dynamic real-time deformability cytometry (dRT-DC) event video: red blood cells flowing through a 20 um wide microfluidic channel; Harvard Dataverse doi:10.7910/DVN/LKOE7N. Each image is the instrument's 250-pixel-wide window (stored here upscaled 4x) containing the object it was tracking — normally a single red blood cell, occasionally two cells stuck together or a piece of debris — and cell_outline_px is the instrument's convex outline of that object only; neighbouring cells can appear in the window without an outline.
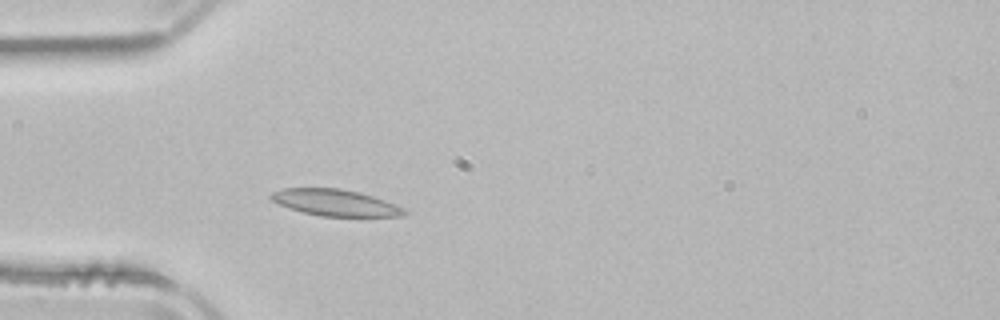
{"species": "common noctule bat (a hibernating species)", "species_latin": "Nyctalus noctula", "temperature_condition": "room temperature", "stored_images_in_passage": 43, "camera_frame_rate_fps": 3000, "um_per_image_px": 0.085, "animal": {"sex": "male", "body_mass_g": 21.5, "forearm_length_mm": 52.0}, "frame": {"image": 1, "passage_image": 6, "time_ms": 1.667, "image_size_px": [1000, 320], "cell_outline_px": [[412, 212], [404, 216], [320, 216], [288, 208], [272, 200], [268, 196], [272, 192], [284, 188], [340, 188], [360, 192], [384, 200], [404, 208]], "centroid_in_image_um": [28.53, 17.22], "position_along_channel_um": 56.5, "area_um2": 20.58}}
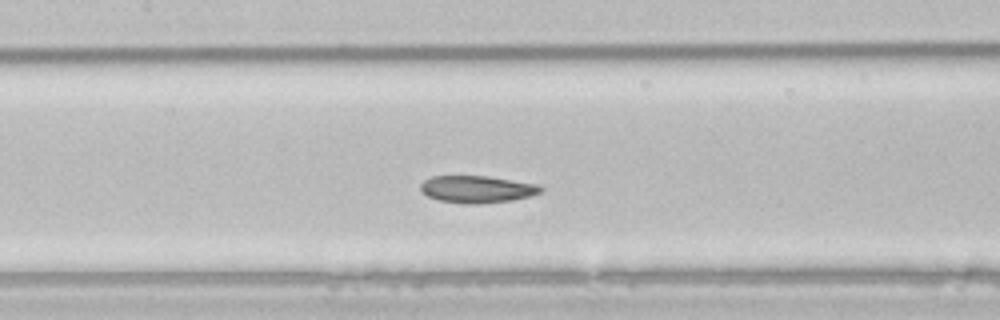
{"frame": {"image": 2, "passage_image": 15, "time_ms": 4.667, "image_size_px": [1000, 320], "cell_outline_px": [[544, 188], [540, 192], [532, 196], [512, 200], [476, 204], [468, 204], [440, 200], [428, 196], [420, 192], [420, 184], [424, 180], [432, 176], [488, 176], [540, 184]], "centroid_in_image_um": [40.57, 16.07], "position_along_channel_um": 166.8, "area_um2": 19.13}}
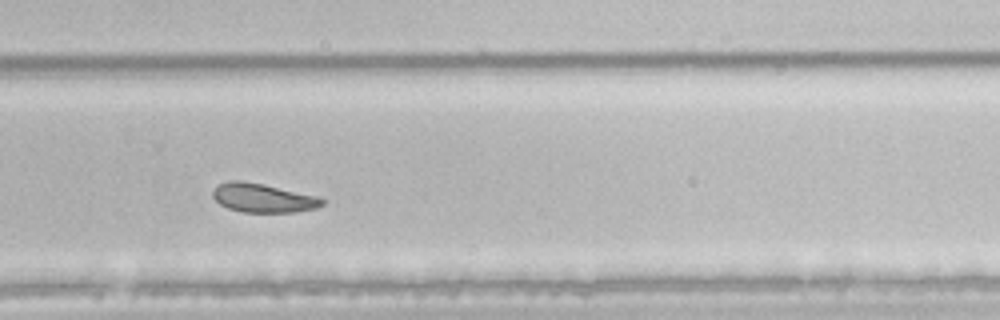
{"frame": {"image": 3, "passage_image": 26, "time_ms": 8.333, "image_size_px": [1000, 320], "cell_outline_px": [[324, 204], [316, 208], [296, 212], [244, 212], [228, 208], [220, 204], [212, 196], [212, 192], [216, 184], [228, 180], [244, 180], [264, 184], [316, 196], [324, 200]], "centroid_in_image_um": [22.31, 16.81], "position_along_channel_um": 307.5, "area_um2": 18.5}, "authors_computed_cell_mechanics": {"area_um2": 20.1144, "velocity_mm_per_s": 3.8511, "shape_relaxation_time_tau1_ms": 3.4866, "shape_relaxation_time_tau2_ms": 1.5362, "deformation_change_tau1": 0.1005, "deformation_change_tau2": 0.0549}}